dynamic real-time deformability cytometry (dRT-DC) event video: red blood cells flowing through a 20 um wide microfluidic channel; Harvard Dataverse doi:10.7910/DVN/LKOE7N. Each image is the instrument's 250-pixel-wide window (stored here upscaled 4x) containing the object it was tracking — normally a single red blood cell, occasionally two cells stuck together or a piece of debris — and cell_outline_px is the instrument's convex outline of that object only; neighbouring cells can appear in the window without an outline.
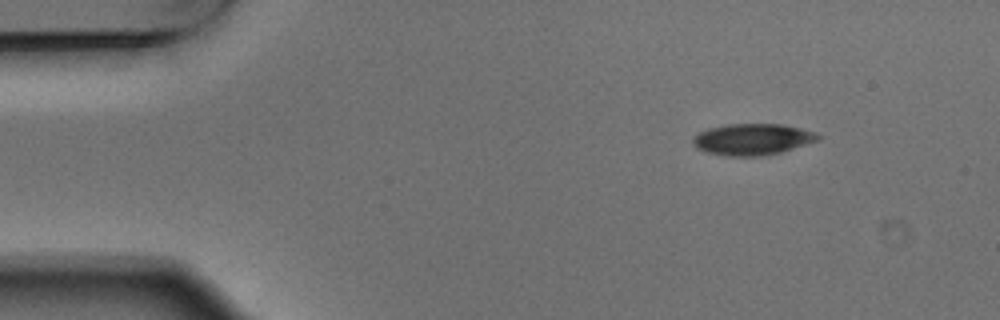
{"species": "Egyptian fruit bat (a non-hibernating species)", "species_latin": "Rousettus aegyptiacus", "temperature_condition": "warm", "stored_images_in_passage": 6, "camera_frame_rate_fps": 3000, "um_per_image_px": 0.085, "animal": {"sex": "male"}, "frame": {"image": 1, "passage_image": 1, "time_ms": 0.0, "image_size_px": [1000, 320], "cell_outline_px": [[824, 136], [820, 140], [780, 152], [764, 156], [728, 156], [708, 152], [696, 148], [692, 140], [700, 132], [708, 128], [728, 124], [784, 124], [816, 132]], "centroid_in_image_um": [64.02, 11.84], "position_along_channel_um": 21.0, "area_um2": 22.89}}
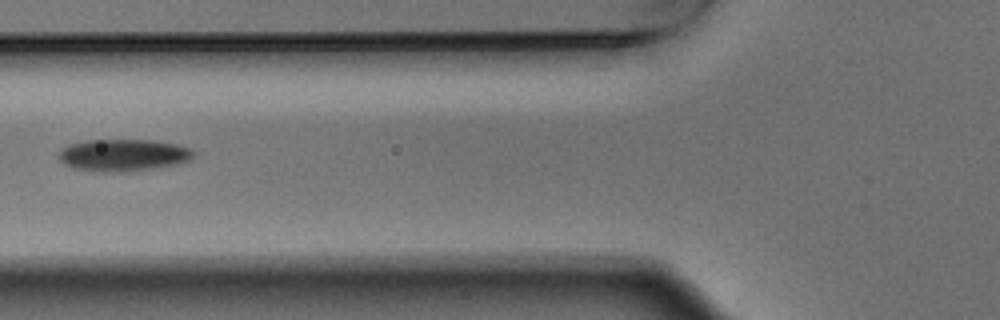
{"frame": {"image": 2, "passage_image": 5, "time_ms": 1.333, "image_size_px": [1000, 320], "cell_outline_px": [[196, 156], [192, 160], [176, 164], [128, 172], [104, 172], [72, 168], [64, 164], [60, 160], [60, 152], [68, 144], [88, 140], [156, 140], [176, 144], [192, 148], [196, 152]], "centroid_in_image_um": [10.54, 13.18], "position_along_channel_um": 115.3, "area_um2": 25.37}}
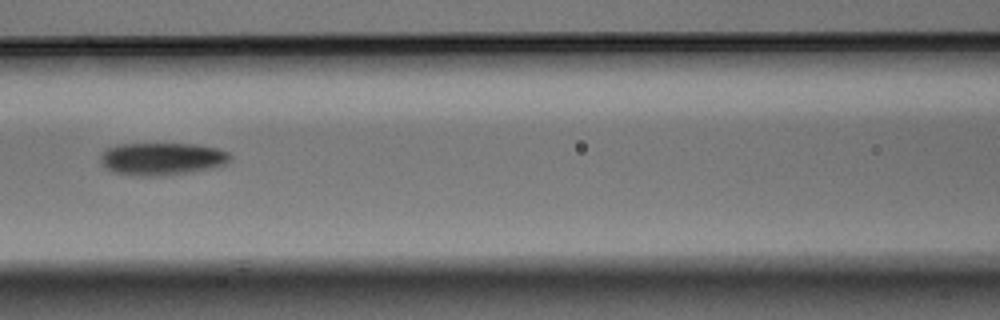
{"frame": {"image": 3, "passage_image": 6, "time_ms": 1.667, "image_size_px": [1000, 320], "cell_outline_px": [[232, 156], [224, 164], [192, 172], [160, 176], [136, 176], [112, 172], [104, 168], [100, 160], [100, 152], [116, 144], [196, 144], [216, 148], [228, 152]], "centroid_in_image_um": [13.69, 13.5], "position_along_channel_um": 152.9, "area_um2": 24.68}}